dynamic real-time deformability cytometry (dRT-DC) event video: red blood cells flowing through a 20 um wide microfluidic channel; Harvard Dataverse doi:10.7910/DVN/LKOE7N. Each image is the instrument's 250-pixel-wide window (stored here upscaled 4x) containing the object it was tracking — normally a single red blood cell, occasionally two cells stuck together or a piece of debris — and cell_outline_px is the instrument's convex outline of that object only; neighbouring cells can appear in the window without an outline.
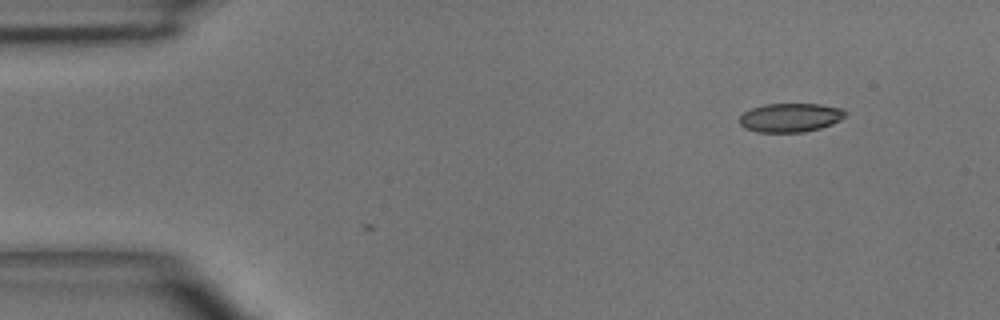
{"species": "common noctule bat (a hibernating species)", "species_latin": "Nyctalus noctula", "temperature_condition": "room temperature", "stored_images_in_passage": 3, "camera_frame_rate_fps": 3000, "um_per_image_px": 0.085, "animal": {"sex": "male", "body_mass_g": 15.6}, "frame": {"image": 1, "passage_image": 1, "time_ms": 0.0, "image_size_px": [1000, 320], "cell_outline_px": [[848, 112], [840, 120], [832, 124], [820, 128], [804, 132], [756, 132], [744, 128], [740, 124], [740, 116], [744, 112], [752, 108], [764, 104], [820, 104], [844, 108]], "centroid_in_image_um": [67.2, 9.99], "position_along_channel_um": 17.8, "area_um2": 17.92}}